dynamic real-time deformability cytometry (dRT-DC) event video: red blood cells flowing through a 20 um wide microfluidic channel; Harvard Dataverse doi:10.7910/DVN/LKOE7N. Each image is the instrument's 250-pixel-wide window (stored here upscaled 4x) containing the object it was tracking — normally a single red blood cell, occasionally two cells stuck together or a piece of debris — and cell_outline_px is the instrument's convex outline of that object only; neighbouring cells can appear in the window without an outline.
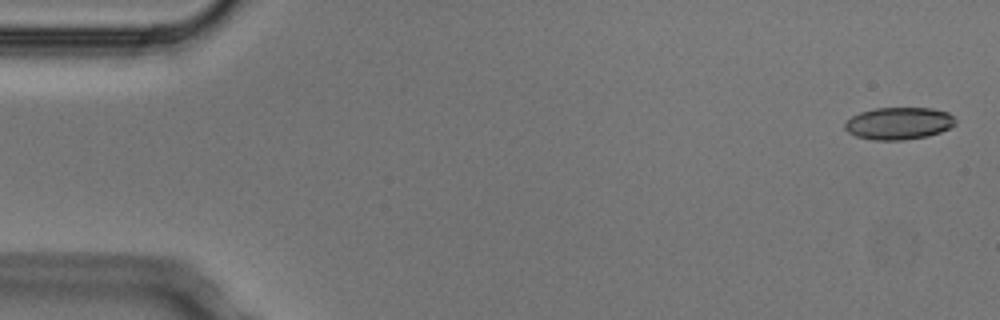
{"species": "Egyptian fruit bat (a non-hibernating species)", "species_latin": "Rousettus aegyptiacus", "temperature_condition": "cold", "stored_images_in_passage": 7, "camera_frame_rate_fps": 3000, "um_per_image_px": 0.085, "animal": {"sex": "male"}, "frame": {"image": 1, "passage_image": 1, "time_ms": 0.0, "image_size_px": [1000, 320], "cell_outline_px": [[956, 124], [940, 132], [928, 136], [904, 140], [872, 140], [856, 136], [848, 132], [844, 128], [844, 124], [852, 116], [860, 112], [876, 108], [932, 108], [948, 112], [956, 120]], "centroid_in_image_um": [76.39, 10.49], "position_along_channel_um": 8.6, "area_um2": 20.81}}
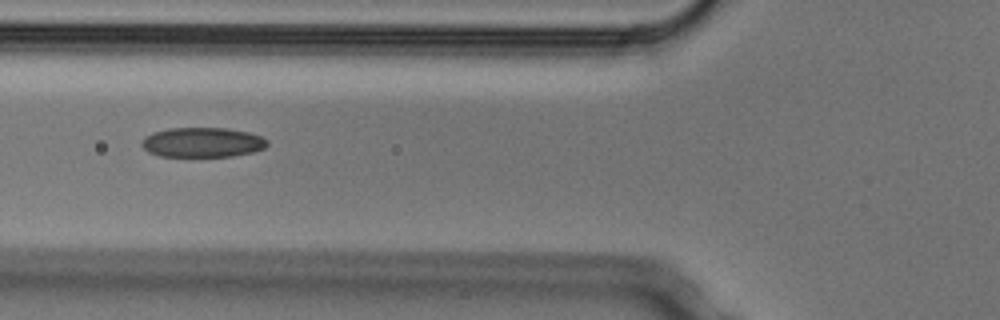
{"frame": {"image": 2, "passage_image": 6, "time_ms": 1.667, "image_size_px": [1000, 320], "cell_outline_px": [[268, 144], [264, 148], [252, 152], [232, 156], [160, 156], [148, 152], [140, 144], [140, 140], [144, 136], [152, 132], [168, 128], [228, 128], [248, 132], [260, 136], [268, 140]], "centroid_in_image_um": [17.17, 12.09], "position_along_channel_um": 108.6, "area_um2": 21.91}}
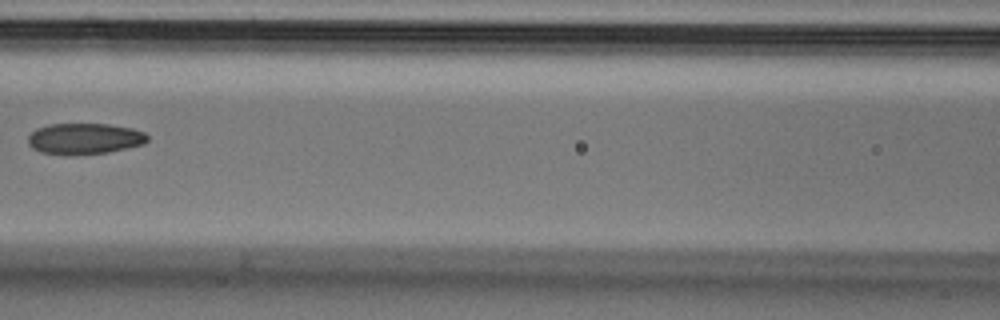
{"frame": {"image": 3, "passage_image": 7, "time_ms": 2.0, "image_size_px": [1000, 320], "cell_outline_px": [[148, 140], [144, 144], [108, 152], [68, 156], [64, 156], [40, 152], [32, 148], [28, 144], [28, 136], [36, 128], [48, 124], [108, 124], [132, 128], [144, 132], [148, 136]], "centroid_in_image_um": [7.15, 11.8], "position_along_channel_um": 159.4, "area_um2": 21.91}}